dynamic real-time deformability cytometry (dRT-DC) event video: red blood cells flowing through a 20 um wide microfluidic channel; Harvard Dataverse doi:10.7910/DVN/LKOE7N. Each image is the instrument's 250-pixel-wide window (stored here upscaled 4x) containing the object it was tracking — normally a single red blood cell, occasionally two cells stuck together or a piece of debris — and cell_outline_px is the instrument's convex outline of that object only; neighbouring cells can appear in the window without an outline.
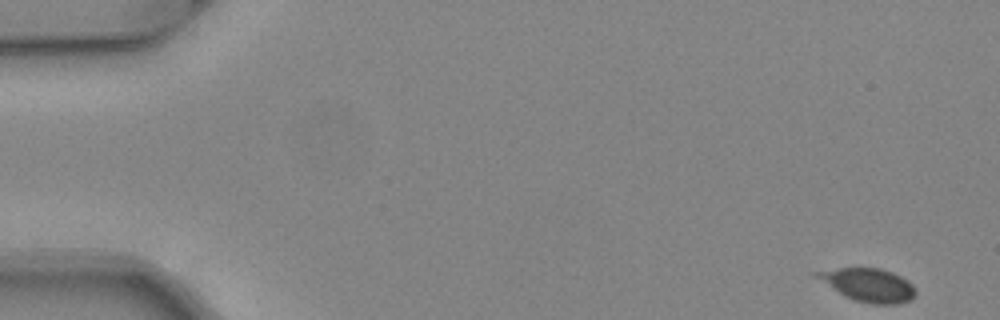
{"species": "common noctule bat (a hibernating species)", "species_latin": "Nyctalus noctula", "temperature_condition": "warm", "stored_images_in_passage": 9, "camera_frame_rate_fps": 3000, "um_per_image_px": 0.085, "animal": {"sex": "female", "body_mass_g": 24.6, "forearm_length_mm": 56.2}, "frame": {"image": 1, "passage_image": 1, "time_ms": 0.0, "image_size_px": [1000, 320], "cell_outline_px": [[916, 296], [912, 300], [900, 304], [872, 304], [856, 300], [844, 296], [812, 276], [812, 272], [840, 268], [880, 268], [892, 272], [908, 280], [916, 288]], "centroid_in_image_um": [73.83, 24.23], "position_along_channel_um": 11.2, "area_um2": 19.36}}